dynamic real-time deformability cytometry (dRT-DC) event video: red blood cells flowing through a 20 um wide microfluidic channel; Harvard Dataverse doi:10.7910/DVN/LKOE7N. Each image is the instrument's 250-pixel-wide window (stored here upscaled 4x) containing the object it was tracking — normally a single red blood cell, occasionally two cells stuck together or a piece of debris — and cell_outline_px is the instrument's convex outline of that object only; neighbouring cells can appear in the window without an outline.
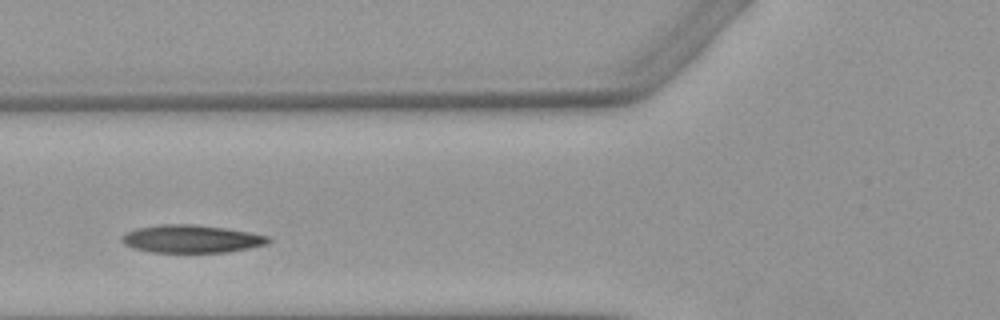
{"species": "Egyptian fruit bat (a non-hibernating species)", "species_latin": "Rousettus aegyptiacus", "temperature_condition": "warm", "stored_images_in_passage": 3, "camera_frame_rate_fps": 3000, "um_per_image_px": 0.085, "animal": {"sex": "female"}, "frame": {"image": 1, "passage_image": 2, "time_ms": 1.0, "image_size_px": [1000, 320], "cell_outline_px": [[272, 240], [268, 244], [228, 252], [152, 252], [132, 248], [124, 244], [120, 240], [120, 236], [136, 228], [160, 224], [192, 224], [224, 228], [272, 236]], "centroid_in_image_um": [16.27, 20.3], "position_along_channel_um": 109.5, "area_um2": 23.87}}
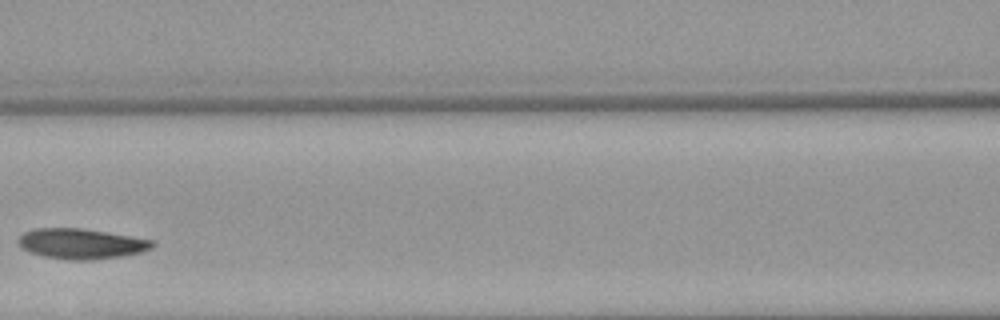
{"frame": {"image": 2, "passage_image": 3, "time_ms": 2.333, "image_size_px": [1000, 320], "cell_outline_px": [[156, 244], [152, 248], [140, 252], [120, 256], [92, 260], [64, 260], [44, 256], [28, 252], [16, 240], [24, 232], [36, 228], [84, 228], [156, 240]], "centroid_in_image_um": [6.93, 20.71], "position_along_channel_um": 159.7, "area_um2": 23.87}}